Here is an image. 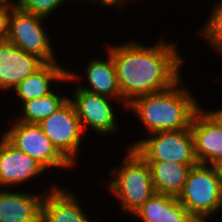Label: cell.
<instances>
[{
	"mask_svg": "<svg viewBox=\"0 0 222 222\" xmlns=\"http://www.w3.org/2000/svg\"><path fill=\"white\" fill-rule=\"evenodd\" d=\"M177 48L176 43L163 37L149 46L136 39L106 45L127 105L138 97L170 88L182 77L180 71L186 58Z\"/></svg>",
	"mask_w": 222,
	"mask_h": 222,
	"instance_id": "cell-1",
	"label": "cell"
},
{
	"mask_svg": "<svg viewBox=\"0 0 222 222\" xmlns=\"http://www.w3.org/2000/svg\"><path fill=\"white\" fill-rule=\"evenodd\" d=\"M181 77L170 88L136 98L126 111L141 121L147 135L160 131L189 129L194 114L202 107Z\"/></svg>",
	"mask_w": 222,
	"mask_h": 222,
	"instance_id": "cell-2",
	"label": "cell"
},
{
	"mask_svg": "<svg viewBox=\"0 0 222 222\" xmlns=\"http://www.w3.org/2000/svg\"><path fill=\"white\" fill-rule=\"evenodd\" d=\"M126 151L123 161L110 170L106 188L119 200V211L132 215L155 190L148 163L133 148Z\"/></svg>",
	"mask_w": 222,
	"mask_h": 222,
	"instance_id": "cell-3",
	"label": "cell"
},
{
	"mask_svg": "<svg viewBox=\"0 0 222 222\" xmlns=\"http://www.w3.org/2000/svg\"><path fill=\"white\" fill-rule=\"evenodd\" d=\"M178 201L198 222H208L221 212L222 182L215 166L201 163L193 166Z\"/></svg>",
	"mask_w": 222,
	"mask_h": 222,
	"instance_id": "cell-4",
	"label": "cell"
},
{
	"mask_svg": "<svg viewBox=\"0 0 222 222\" xmlns=\"http://www.w3.org/2000/svg\"><path fill=\"white\" fill-rule=\"evenodd\" d=\"M133 148L145 161H173L179 164H197L194 154L192 131H160L131 142Z\"/></svg>",
	"mask_w": 222,
	"mask_h": 222,
	"instance_id": "cell-5",
	"label": "cell"
},
{
	"mask_svg": "<svg viewBox=\"0 0 222 222\" xmlns=\"http://www.w3.org/2000/svg\"><path fill=\"white\" fill-rule=\"evenodd\" d=\"M11 123L2 136L16 149L38 161L46 170L76 168L56 149L38 124L15 119Z\"/></svg>",
	"mask_w": 222,
	"mask_h": 222,
	"instance_id": "cell-6",
	"label": "cell"
},
{
	"mask_svg": "<svg viewBox=\"0 0 222 222\" xmlns=\"http://www.w3.org/2000/svg\"><path fill=\"white\" fill-rule=\"evenodd\" d=\"M45 19L20 8L12 9L7 40L44 63L59 62L53 49L54 44L44 27L46 25H43Z\"/></svg>",
	"mask_w": 222,
	"mask_h": 222,
	"instance_id": "cell-7",
	"label": "cell"
},
{
	"mask_svg": "<svg viewBox=\"0 0 222 222\" xmlns=\"http://www.w3.org/2000/svg\"><path fill=\"white\" fill-rule=\"evenodd\" d=\"M38 125L56 149L75 167L79 161L78 154L86 133L72 102L68 99Z\"/></svg>",
	"mask_w": 222,
	"mask_h": 222,
	"instance_id": "cell-8",
	"label": "cell"
},
{
	"mask_svg": "<svg viewBox=\"0 0 222 222\" xmlns=\"http://www.w3.org/2000/svg\"><path fill=\"white\" fill-rule=\"evenodd\" d=\"M73 88V95L69 94L71 96H69V100L74 106L83 131L94 130V133L102 138L109 134L110 136L115 133L117 135L120 124L116 111L120 110H117L114 104L118 105L120 101L85 91L76 86Z\"/></svg>",
	"mask_w": 222,
	"mask_h": 222,
	"instance_id": "cell-9",
	"label": "cell"
},
{
	"mask_svg": "<svg viewBox=\"0 0 222 222\" xmlns=\"http://www.w3.org/2000/svg\"><path fill=\"white\" fill-rule=\"evenodd\" d=\"M105 51V54H107V57L105 58L106 60H102L101 57L100 59L98 57H92L91 60L88 61V65L86 64V68H84L85 72L83 74H78L72 71L71 67L67 69L68 83L73 81L76 84V81H80L79 84H76L77 88L94 94L116 99L120 101L123 111H125L127 110L128 105L122 99L112 57L106 49ZM83 75L86 77V79ZM83 79L85 80L86 85L81 83V81L83 82Z\"/></svg>",
	"mask_w": 222,
	"mask_h": 222,
	"instance_id": "cell-10",
	"label": "cell"
},
{
	"mask_svg": "<svg viewBox=\"0 0 222 222\" xmlns=\"http://www.w3.org/2000/svg\"><path fill=\"white\" fill-rule=\"evenodd\" d=\"M46 172L49 171L38 161L0 136V189H15V186L25 185Z\"/></svg>",
	"mask_w": 222,
	"mask_h": 222,
	"instance_id": "cell-11",
	"label": "cell"
},
{
	"mask_svg": "<svg viewBox=\"0 0 222 222\" xmlns=\"http://www.w3.org/2000/svg\"><path fill=\"white\" fill-rule=\"evenodd\" d=\"M43 64L37 56L26 53L12 42L0 41V92L13 91Z\"/></svg>",
	"mask_w": 222,
	"mask_h": 222,
	"instance_id": "cell-12",
	"label": "cell"
},
{
	"mask_svg": "<svg viewBox=\"0 0 222 222\" xmlns=\"http://www.w3.org/2000/svg\"><path fill=\"white\" fill-rule=\"evenodd\" d=\"M190 130L198 163L214 166L222 160V128L203 107L194 114Z\"/></svg>",
	"mask_w": 222,
	"mask_h": 222,
	"instance_id": "cell-13",
	"label": "cell"
},
{
	"mask_svg": "<svg viewBox=\"0 0 222 222\" xmlns=\"http://www.w3.org/2000/svg\"><path fill=\"white\" fill-rule=\"evenodd\" d=\"M57 185L51 184L42 193L0 189V222H41L44 195Z\"/></svg>",
	"mask_w": 222,
	"mask_h": 222,
	"instance_id": "cell-14",
	"label": "cell"
},
{
	"mask_svg": "<svg viewBox=\"0 0 222 222\" xmlns=\"http://www.w3.org/2000/svg\"><path fill=\"white\" fill-rule=\"evenodd\" d=\"M70 190V191H69ZM76 192L57 185L47 191L42 201L41 222H101V218L89 219Z\"/></svg>",
	"mask_w": 222,
	"mask_h": 222,
	"instance_id": "cell-15",
	"label": "cell"
},
{
	"mask_svg": "<svg viewBox=\"0 0 222 222\" xmlns=\"http://www.w3.org/2000/svg\"><path fill=\"white\" fill-rule=\"evenodd\" d=\"M59 63L60 61L44 63L38 70L16 86L12 92H15L18 97L16 99H20V105L25 101L50 94L55 89L56 83L67 82L68 84L67 68L69 67L66 66L65 68Z\"/></svg>",
	"mask_w": 222,
	"mask_h": 222,
	"instance_id": "cell-16",
	"label": "cell"
},
{
	"mask_svg": "<svg viewBox=\"0 0 222 222\" xmlns=\"http://www.w3.org/2000/svg\"><path fill=\"white\" fill-rule=\"evenodd\" d=\"M131 216L143 222H198L178 198L157 193Z\"/></svg>",
	"mask_w": 222,
	"mask_h": 222,
	"instance_id": "cell-17",
	"label": "cell"
},
{
	"mask_svg": "<svg viewBox=\"0 0 222 222\" xmlns=\"http://www.w3.org/2000/svg\"><path fill=\"white\" fill-rule=\"evenodd\" d=\"M150 167L155 193L178 198L189 172L196 164H179L173 161H146Z\"/></svg>",
	"mask_w": 222,
	"mask_h": 222,
	"instance_id": "cell-18",
	"label": "cell"
},
{
	"mask_svg": "<svg viewBox=\"0 0 222 222\" xmlns=\"http://www.w3.org/2000/svg\"><path fill=\"white\" fill-rule=\"evenodd\" d=\"M57 90H60V88H55L50 94L42 96L41 98H34L23 102L21 104L22 107L19 109L22 113L19 112L18 116H15V120L29 124H38L44 118L49 117L69 99L67 92L66 95H62L61 91L57 92Z\"/></svg>",
	"mask_w": 222,
	"mask_h": 222,
	"instance_id": "cell-19",
	"label": "cell"
},
{
	"mask_svg": "<svg viewBox=\"0 0 222 222\" xmlns=\"http://www.w3.org/2000/svg\"><path fill=\"white\" fill-rule=\"evenodd\" d=\"M210 9V15L199 28V35L218 55L222 54V0H218Z\"/></svg>",
	"mask_w": 222,
	"mask_h": 222,
	"instance_id": "cell-20",
	"label": "cell"
},
{
	"mask_svg": "<svg viewBox=\"0 0 222 222\" xmlns=\"http://www.w3.org/2000/svg\"><path fill=\"white\" fill-rule=\"evenodd\" d=\"M69 1L73 0H20L19 8L47 19L50 15L53 16L56 10H61L60 6H64Z\"/></svg>",
	"mask_w": 222,
	"mask_h": 222,
	"instance_id": "cell-21",
	"label": "cell"
},
{
	"mask_svg": "<svg viewBox=\"0 0 222 222\" xmlns=\"http://www.w3.org/2000/svg\"><path fill=\"white\" fill-rule=\"evenodd\" d=\"M12 9L0 7V41H5L9 34V18Z\"/></svg>",
	"mask_w": 222,
	"mask_h": 222,
	"instance_id": "cell-22",
	"label": "cell"
},
{
	"mask_svg": "<svg viewBox=\"0 0 222 222\" xmlns=\"http://www.w3.org/2000/svg\"><path fill=\"white\" fill-rule=\"evenodd\" d=\"M77 1H79V3H80V1H83L84 3L85 2H91V4H99L103 8L107 7V9L116 8L115 6H116V3H117V0H75V2H77Z\"/></svg>",
	"mask_w": 222,
	"mask_h": 222,
	"instance_id": "cell-23",
	"label": "cell"
},
{
	"mask_svg": "<svg viewBox=\"0 0 222 222\" xmlns=\"http://www.w3.org/2000/svg\"><path fill=\"white\" fill-rule=\"evenodd\" d=\"M204 110H206V112L221 126L222 128V108L219 109H213V110H207L205 108H203Z\"/></svg>",
	"mask_w": 222,
	"mask_h": 222,
	"instance_id": "cell-24",
	"label": "cell"
},
{
	"mask_svg": "<svg viewBox=\"0 0 222 222\" xmlns=\"http://www.w3.org/2000/svg\"><path fill=\"white\" fill-rule=\"evenodd\" d=\"M20 0H0V7L15 9L19 8Z\"/></svg>",
	"mask_w": 222,
	"mask_h": 222,
	"instance_id": "cell-25",
	"label": "cell"
},
{
	"mask_svg": "<svg viewBox=\"0 0 222 222\" xmlns=\"http://www.w3.org/2000/svg\"><path fill=\"white\" fill-rule=\"evenodd\" d=\"M133 1V0H131ZM136 1V0H134ZM127 3V0H117V3H116V8L119 10H125V8H127L129 5L126 4ZM127 6V7H126Z\"/></svg>",
	"mask_w": 222,
	"mask_h": 222,
	"instance_id": "cell-26",
	"label": "cell"
},
{
	"mask_svg": "<svg viewBox=\"0 0 222 222\" xmlns=\"http://www.w3.org/2000/svg\"><path fill=\"white\" fill-rule=\"evenodd\" d=\"M222 182V160L214 165Z\"/></svg>",
	"mask_w": 222,
	"mask_h": 222,
	"instance_id": "cell-27",
	"label": "cell"
}]
</instances>
